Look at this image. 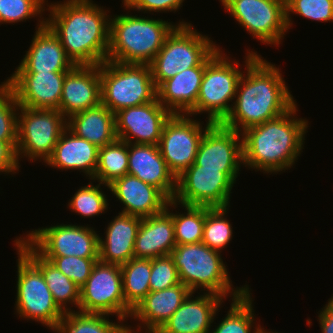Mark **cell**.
Here are the masks:
<instances>
[{
	"label": "cell",
	"mask_w": 333,
	"mask_h": 333,
	"mask_svg": "<svg viewBox=\"0 0 333 333\" xmlns=\"http://www.w3.org/2000/svg\"><path fill=\"white\" fill-rule=\"evenodd\" d=\"M245 54L246 71L238 83L232 109L221 123L240 133L283 115L296 104L279 67L256 51Z\"/></svg>",
	"instance_id": "cell-1"
},
{
	"label": "cell",
	"mask_w": 333,
	"mask_h": 333,
	"mask_svg": "<svg viewBox=\"0 0 333 333\" xmlns=\"http://www.w3.org/2000/svg\"><path fill=\"white\" fill-rule=\"evenodd\" d=\"M63 1L47 4L46 24L74 65L102 64L109 49V11L92 0Z\"/></svg>",
	"instance_id": "cell-2"
},
{
	"label": "cell",
	"mask_w": 333,
	"mask_h": 333,
	"mask_svg": "<svg viewBox=\"0 0 333 333\" xmlns=\"http://www.w3.org/2000/svg\"><path fill=\"white\" fill-rule=\"evenodd\" d=\"M295 104L283 115L241 132L243 165L263 173L290 170L300 157L308 120L298 118Z\"/></svg>",
	"instance_id": "cell-3"
},
{
	"label": "cell",
	"mask_w": 333,
	"mask_h": 333,
	"mask_svg": "<svg viewBox=\"0 0 333 333\" xmlns=\"http://www.w3.org/2000/svg\"><path fill=\"white\" fill-rule=\"evenodd\" d=\"M110 17L107 60L122 64H150L176 26L191 24L129 13Z\"/></svg>",
	"instance_id": "cell-4"
},
{
	"label": "cell",
	"mask_w": 333,
	"mask_h": 333,
	"mask_svg": "<svg viewBox=\"0 0 333 333\" xmlns=\"http://www.w3.org/2000/svg\"><path fill=\"white\" fill-rule=\"evenodd\" d=\"M222 252L209 248L202 242L176 244L171 256L174 260L180 282L192 293H214L231 300L241 297L248 285L234 287L228 269L221 258ZM234 287V288H233Z\"/></svg>",
	"instance_id": "cell-5"
},
{
	"label": "cell",
	"mask_w": 333,
	"mask_h": 333,
	"mask_svg": "<svg viewBox=\"0 0 333 333\" xmlns=\"http://www.w3.org/2000/svg\"><path fill=\"white\" fill-rule=\"evenodd\" d=\"M100 81L101 103L114 114L157 98L149 64H122L106 60L100 64Z\"/></svg>",
	"instance_id": "cell-6"
},
{
	"label": "cell",
	"mask_w": 333,
	"mask_h": 333,
	"mask_svg": "<svg viewBox=\"0 0 333 333\" xmlns=\"http://www.w3.org/2000/svg\"><path fill=\"white\" fill-rule=\"evenodd\" d=\"M210 38L197 32L192 24L176 26L149 64L156 88L177 73L205 65L219 49Z\"/></svg>",
	"instance_id": "cell-7"
},
{
	"label": "cell",
	"mask_w": 333,
	"mask_h": 333,
	"mask_svg": "<svg viewBox=\"0 0 333 333\" xmlns=\"http://www.w3.org/2000/svg\"><path fill=\"white\" fill-rule=\"evenodd\" d=\"M223 52L219 48L206 62L196 105L187 113H208L207 119L213 124L222 123L230 113L243 73L238 68L239 61L231 60Z\"/></svg>",
	"instance_id": "cell-8"
},
{
	"label": "cell",
	"mask_w": 333,
	"mask_h": 333,
	"mask_svg": "<svg viewBox=\"0 0 333 333\" xmlns=\"http://www.w3.org/2000/svg\"><path fill=\"white\" fill-rule=\"evenodd\" d=\"M67 119L56 109H33L19 106L16 157L28 161H46L53 154Z\"/></svg>",
	"instance_id": "cell-9"
},
{
	"label": "cell",
	"mask_w": 333,
	"mask_h": 333,
	"mask_svg": "<svg viewBox=\"0 0 333 333\" xmlns=\"http://www.w3.org/2000/svg\"><path fill=\"white\" fill-rule=\"evenodd\" d=\"M16 314L52 331L64 312L54 302L41 271L17 248Z\"/></svg>",
	"instance_id": "cell-10"
},
{
	"label": "cell",
	"mask_w": 333,
	"mask_h": 333,
	"mask_svg": "<svg viewBox=\"0 0 333 333\" xmlns=\"http://www.w3.org/2000/svg\"><path fill=\"white\" fill-rule=\"evenodd\" d=\"M89 225L56 224L29 231L22 237L42 257L99 258V234Z\"/></svg>",
	"instance_id": "cell-11"
},
{
	"label": "cell",
	"mask_w": 333,
	"mask_h": 333,
	"mask_svg": "<svg viewBox=\"0 0 333 333\" xmlns=\"http://www.w3.org/2000/svg\"><path fill=\"white\" fill-rule=\"evenodd\" d=\"M254 39L267 45H279L288 30L286 7L279 0H220Z\"/></svg>",
	"instance_id": "cell-12"
},
{
	"label": "cell",
	"mask_w": 333,
	"mask_h": 333,
	"mask_svg": "<svg viewBox=\"0 0 333 333\" xmlns=\"http://www.w3.org/2000/svg\"><path fill=\"white\" fill-rule=\"evenodd\" d=\"M212 124L206 120L203 127L188 114H172L165 122L158 147L175 178L194 163L202 137Z\"/></svg>",
	"instance_id": "cell-13"
},
{
	"label": "cell",
	"mask_w": 333,
	"mask_h": 333,
	"mask_svg": "<svg viewBox=\"0 0 333 333\" xmlns=\"http://www.w3.org/2000/svg\"><path fill=\"white\" fill-rule=\"evenodd\" d=\"M78 311L115 315L125 321V299L120 265L98 260L80 288Z\"/></svg>",
	"instance_id": "cell-14"
},
{
	"label": "cell",
	"mask_w": 333,
	"mask_h": 333,
	"mask_svg": "<svg viewBox=\"0 0 333 333\" xmlns=\"http://www.w3.org/2000/svg\"><path fill=\"white\" fill-rule=\"evenodd\" d=\"M235 183L223 169H201L193 163L176 178L173 200L182 205L228 207Z\"/></svg>",
	"instance_id": "cell-15"
},
{
	"label": "cell",
	"mask_w": 333,
	"mask_h": 333,
	"mask_svg": "<svg viewBox=\"0 0 333 333\" xmlns=\"http://www.w3.org/2000/svg\"><path fill=\"white\" fill-rule=\"evenodd\" d=\"M194 163L201 169H223L235 182L243 164L242 136L221 123L204 133Z\"/></svg>",
	"instance_id": "cell-16"
},
{
	"label": "cell",
	"mask_w": 333,
	"mask_h": 333,
	"mask_svg": "<svg viewBox=\"0 0 333 333\" xmlns=\"http://www.w3.org/2000/svg\"><path fill=\"white\" fill-rule=\"evenodd\" d=\"M171 115L157 98L147 104L121 109L115 113L117 138L132 144L158 145L164 124Z\"/></svg>",
	"instance_id": "cell-17"
},
{
	"label": "cell",
	"mask_w": 333,
	"mask_h": 333,
	"mask_svg": "<svg viewBox=\"0 0 333 333\" xmlns=\"http://www.w3.org/2000/svg\"><path fill=\"white\" fill-rule=\"evenodd\" d=\"M66 73H12L4 82L15 95L19 106L60 111Z\"/></svg>",
	"instance_id": "cell-18"
},
{
	"label": "cell",
	"mask_w": 333,
	"mask_h": 333,
	"mask_svg": "<svg viewBox=\"0 0 333 333\" xmlns=\"http://www.w3.org/2000/svg\"><path fill=\"white\" fill-rule=\"evenodd\" d=\"M40 22V23H39ZM30 47L13 73H67L75 65L67 57L59 37L39 18Z\"/></svg>",
	"instance_id": "cell-19"
},
{
	"label": "cell",
	"mask_w": 333,
	"mask_h": 333,
	"mask_svg": "<svg viewBox=\"0 0 333 333\" xmlns=\"http://www.w3.org/2000/svg\"><path fill=\"white\" fill-rule=\"evenodd\" d=\"M101 103L100 65H75L66 73L60 111L66 119Z\"/></svg>",
	"instance_id": "cell-20"
},
{
	"label": "cell",
	"mask_w": 333,
	"mask_h": 333,
	"mask_svg": "<svg viewBox=\"0 0 333 333\" xmlns=\"http://www.w3.org/2000/svg\"><path fill=\"white\" fill-rule=\"evenodd\" d=\"M193 294L187 296L156 333H210L225 298L214 293H198L194 298Z\"/></svg>",
	"instance_id": "cell-21"
},
{
	"label": "cell",
	"mask_w": 333,
	"mask_h": 333,
	"mask_svg": "<svg viewBox=\"0 0 333 333\" xmlns=\"http://www.w3.org/2000/svg\"><path fill=\"white\" fill-rule=\"evenodd\" d=\"M190 293L181 282L160 291H150L132 311L130 318L140 323L136 328L128 325V332L135 333L137 329L139 333L144 328L145 333H156Z\"/></svg>",
	"instance_id": "cell-22"
},
{
	"label": "cell",
	"mask_w": 333,
	"mask_h": 333,
	"mask_svg": "<svg viewBox=\"0 0 333 333\" xmlns=\"http://www.w3.org/2000/svg\"><path fill=\"white\" fill-rule=\"evenodd\" d=\"M109 191L124 204L120 213L140 218L162 212L169 201L158 188L130 174L115 179L109 184Z\"/></svg>",
	"instance_id": "cell-23"
},
{
	"label": "cell",
	"mask_w": 333,
	"mask_h": 333,
	"mask_svg": "<svg viewBox=\"0 0 333 333\" xmlns=\"http://www.w3.org/2000/svg\"><path fill=\"white\" fill-rule=\"evenodd\" d=\"M128 174L155 186L173 200L176 178L169 171L158 145L128 143Z\"/></svg>",
	"instance_id": "cell-24"
},
{
	"label": "cell",
	"mask_w": 333,
	"mask_h": 333,
	"mask_svg": "<svg viewBox=\"0 0 333 333\" xmlns=\"http://www.w3.org/2000/svg\"><path fill=\"white\" fill-rule=\"evenodd\" d=\"M142 218L118 213L99 236V260L122 265L134 258V244Z\"/></svg>",
	"instance_id": "cell-25"
},
{
	"label": "cell",
	"mask_w": 333,
	"mask_h": 333,
	"mask_svg": "<svg viewBox=\"0 0 333 333\" xmlns=\"http://www.w3.org/2000/svg\"><path fill=\"white\" fill-rule=\"evenodd\" d=\"M98 151L96 145L77 137L66 128L45 164L57 170H78L83 172L86 178L93 180L98 163Z\"/></svg>",
	"instance_id": "cell-26"
},
{
	"label": "cell",
	"mask_w": 333,
	"mask_h": 333,
	"mask_svg": "<svg viewBox=\"0 0 333 333\" xmlns=\"http://www.w3.org/2000/svg\"><path fill=\"white\" fill-rule=\"evenodd\" d=\"M175 246L174 223L166 209L142 218L134 244V258L153 259L170 255Z\"/></svg>",
	"instance_id": "cell-27"
},
{
	"label": "cell",
	"mask_w": 333,
	"mask_h": 333,
	"mask_svg": "<svg viewBox=\"0 0 333 333\" xmlns=\"http://www.w3.org/2000/svg\"><path fill=\"white\" fill-rule=\"evenodd\" d=\"M14 242V246L16 245L15 247L41 271L58 307L64 313L75 311L71 310V307H77L78 310L80 288L49 260L42 257L23 237H16Z\"/></svg>",
	"instance_id": "cell-28"
},
{
	"label": "cell",
	"mask_w": 333,
	"mask_h": 333,
	"mask_svg": "<svg viewBox=\"0 0 333 333\" xmlns=\"http://www.w3.org/2000/svg\"><path fill=\"white\" fill-rule=\"evenodd\" d=\"M205 65L184 70L157 88L158 101L172 114H187L195 105Z\"/></svg>",
	"instance_id": "cell-29"
},
{
	"label": "cell",
	"mask_w": 333,
	"mask_h": 333,
	"mask_svg": "<svg viewBox=\"0 0 333 333\" xmlns=\"http://www.w3.org/2000/svg\"><path fill=\"white\" fill-rule=\"evenodd\" d=\"M67 128L98 148L117 140L115 114L102 103L67 119Z\"/></svg>",
	"instance_id": "cell-30"
},
{
	"label": "cell",
	"mask_w": 333,
	"mask_h": 333,
	"mask_svg": "<svg viewBox=\"0 0 333 333\" xmlns=\"http://www.w3.org/2000/svg\"><path fill=\"white\" fill-rule=\"evenodd\" d=\"M125 299V320L150 292L151 259L132 258L120 265Z\"/></svg>",
	"instance_id": "cell-31"
},
{
	"label": "cell",
	"mask_w": 333,
	"mask_h": 333,
	"mask_svg": "<svg viewBox=\"0 0 333 333\" xmlns=\"http://www.w3.org/2000/svg\"><path fill=\"white\" fill-rule=\"evenodd\" d=\"M109 316L82 313L77 310L65 312L53 331L56 333H129L128 325L123 322L124 320L119 319V322L113 323L109 320Z\"/></svg>",
	"instance_id": "cell-32"
},
{
	"label": "cell",
	"mask_w": 333,
	"mask_h": 333,
	"mask_svg": "<svg viewBox=\"0 0 333 333\" xmlns=\"http://www.w3.org/2000/svg\"><path fill=\"white\" fill-rule=\"evenodd\" d=\"M185 208L183 213H174L173 208ZM172 210L170 211L169 209ZM172 216L176 244H191L202 242L205 224V206L182 205L169 200L165 208Z\"/></svg>",
	"instance_id": "cell-33"
},
{
	"label": "cell",
	"mask_w": 333,
	"mask_h": 333,
	"mask_svg": "<svg viewBox=\"0 0 333 333\" xmlns=\"http://www.w3.org/2000/svg\"><path fill=\"white\" fill-rule=\"evenodd\" d=\"M128 174V143L115 140L113 143L100 147L98 163L93 182L109 185L115 179Z\"/></svg>",
	"instance_id": "cell-34"
},
{
	"label": "cell",
	"mask_w": 333,
	"mask_h": 333,
	"mask_svg": "<svg viewBox=\"0 0 333 333\" xmlns=\"http://www.w3.org/2000/svg\"><path fill=\"white\" fill-rule=\"evenodd\" d=\"M251 294L248 289L241 297L232 300L225 318L210 333H260L262 327L256 324Z\"/></svg>",
	"instance_id": "cell-35"
},
{
	"label": "cell",
	"mask_w": 333,
	"mask_h": 333,
	"mask_svg": "<svg viewBox=\"0 0 333 333\" xmlns=\"http://www.w3.org/2000/svg\"><path fill=\"white\" fill-rule=\"evenodd\" d=\"M229 207H206L205 206V224L202 243L209 248L222 252L228 243L232 240V224L225 217L229 212ZM228 211V212H227Z\"/></svg>",
	"instance_id": "cell-36"
},
{
	"label": "cell",
	"mask_w": 333,
	"mask_h": 333,
	"mask_svg": "<svg viewBox=\"0 0 333 333\" xmlns=\"http://www.w3.org/2000/svg\"><path fill=\"white\" fill-rule=\"evenodd\" d=\"M101 185L107 187V190L109 189V185L99 182V184L94 186L91 181L86 186L80 187L76 193L72 195V199H69V209L84 218L95 217L106 213V210L109 208V203L106 193L102 191Z\"/></svg>",
	"instance_id": "cell-37"
},
{
	"label": "cell",
	"mask_w": 333,
	"mask_h": 333,
	"mask_svg": "<svg viewBox=\"0 0 333 333\" xmlns=\"http://www.w3.org/2000/svg\"><path fill=\"white\" fill-rule=\"evenodd\" d=\"M19 104L9 86L0 85V140L7 142L15 151L17 146Z\"/></svg>",
	"instance_id": "cell-38"
},
{
	"label": "cell",
	"mask_w": 333,
	"mask_h": 333,
	"mask_svg": "<svg viewBox=\"0 0 333 333\" xmlns=\"http://www.w3.org/2000/svg\"><path fill=\"white\" fill-rule=\"evenodd\" d=\"M48 0H0V23H19L32 17H42Z\"/></svg>",
	"instance_id": "cell-39"
},
{
	"label": "cell",
	"mask_w": 333,
	"mask_h": 333,
	"mask_svg": "<svg viewBox=\"0 0 333 333\" xmlns=\"http://www.w3.org/2000/svg\"><path fill=\"white\" fill-rule=\"evenodd\" d=\"M296 13L313 21L333 22V0H292L286 6L288 30L292 27V16Z\"/></svg>",
	"instance_id": "cell-40"
},
{
	"label": "cell",
	"mask_w": 333,
	"mask_h": 333,
	"mask_svg": "<svg viewBox=\"0 0 333 333\" xmlns=\"http://www.w3.org/2000/svg\"><path fill=\"white\" fill-rule=\"evenodd\" d=\"M81 288L90 276L99 258H79L77 256L44 257Z\"/></svg>",
	"instance_id": "cell-41"
},
{
	"label": "cell",
	"mask_w": 333,
	"mask_h": 333,
	"mask_svg": "<svg viewBox=\"0 0 333 333\" xmlns=\"http://www.w3.org/2000/svg\"><path fill=\"white\" fill-rule=\"evenodd\" d=\"M179 283L178 271L171 255L151 259L150 291H160Z\"/></svg>",
	"instance_id": "cell-42"
},
{
	"label": "cell",
	"mask_w": 333,
	"mask_h": 333,
	"mask_svg": "<svg viewBox=\"0 0 333 333\" xmlns=\"http://www.w3.org/2000/svg\"><path fill=\"white\" fill-rule=\"evenodd\" d=\"M184 0H131L125 7L126 10H135L138 13L142 12H173L181 9Z\"/></svg>",
	"instance_id": "cell-43"
},
{
	"label": "cell",
	"mask_w": 333,
	"mask_h": 333,
	"mask_svg": "<svg viewBox=\"0 0 333 333\" xmlns=\"http://www.w3.org/2000/svg\"><path fill=\"white\" fill-rule=\"evenodd\" d=\"M20 166L16 151L7 142L0 140V174H15Z\"/></svg>",
	"instance_id": "cell-44"
},
{
	"label": "cell",
	"mask_w": 333,
	"mask_h": 333,
	"mask_svg": "<svg viewBox=\"0 0 333 333\" xmlns=\"http://www.w3.org/2000/svg\"><path fill=\"white\" fill-rule=\"evenodd\" d=\"M319 312L318 320L321 333H333V302L328 299V303Z\"/></svg>",
	"instance_id": "cell-45"
},
{
	"label": "cell",
	"mask_w": 333,
	"mask_h": 333,
	"mask_svg": "<svg viewBox=\"0 0 333 333\" xmlns=\"http://www.w3.org/2000/svg\"><path fill=\"white\" fill-rule=\"evenodd\" d=\"M285 7L292 1V0H279Z\"/></svg>",
	"instance_id": "cell-46"
},
{
	"label": "cell",
	"mask_w": 333,
	"mask_h": 333,
	"mask_svg": "<svg viewBox=\"0 0 333 333\" xmlns=\"http://www.w3.org/2000/svg\"><path fill=\"white\" fill-rule=\"evenodd\" d=\"M260 333H278V332H276V331L275 332H272V331L268 332V331L265 330V328H261Z\"/></svg>",
	"instance_id": "cell-47"
},
{
	"label": "cell",
	"mask_w": 333,
	"mask_h": 333,
	"mask_svg": "<svg viewBox=\"0 0 333 333\" xmlns=\"http://www.w3.org/2000/svg\"><path fill=\"white\" fill-rule=\"evenodd\" d=\"M130 1H131V0H122V3H123L122 5H123V6H126Z\"/></svg>",
	"instance_id": "cell-48"
},
{
	"label": "cell",
	"mask_w": 333,
	"mask_h": 333,
	"mask_svg": "<svg viewBox=\"0 0 333 333\" xmlns=\"http://www.w3.org/2000/svg\"><path fill=\"white\" fill-rule=\"evenodd\" d=\"M331 302H333V295L331 296V298L329 299Z\"/></svg>",
	"instance_id": "cell-49"
}]
</instances>
